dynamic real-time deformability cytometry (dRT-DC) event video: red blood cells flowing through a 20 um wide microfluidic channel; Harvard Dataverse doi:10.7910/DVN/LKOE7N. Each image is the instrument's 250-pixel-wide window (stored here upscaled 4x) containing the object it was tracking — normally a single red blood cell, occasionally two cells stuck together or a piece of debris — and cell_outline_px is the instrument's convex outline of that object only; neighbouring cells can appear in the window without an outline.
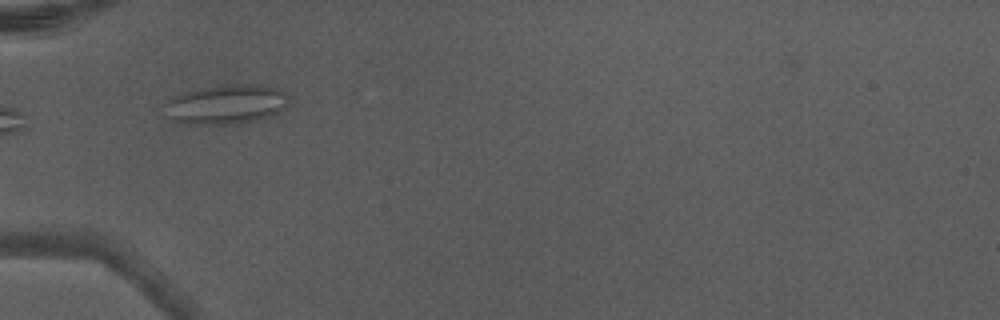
{"species": "Egyptian fruit bat (a non-hibernating species)", "species_latin": "Rousettus aegyptiacus", "temperature_condition": "warm", "stored_images_in_passage": 4, "camera_frame_rate_fps": 3000, "um_per_image_px": 0.085, "animal": {"sex": "male"}, "frame": {"image": 1, "passage_image": 3, "time_ms": 0.667, "image_size_px": [1000, 320], "cell_outline_px": [[288, 104], [280, 112], [264, 120], [232, 124], [188, 124], [172, 120], [164, 104], [168, 100], [176, 96], [188, 92], [228, 84], [264, 84], [276, 88], [284, 92], [288, 96]], "centroid_in_image_um": [19.33, 8.89], "position_along_channel_um": 65.7, "area_um2": 28.44}}
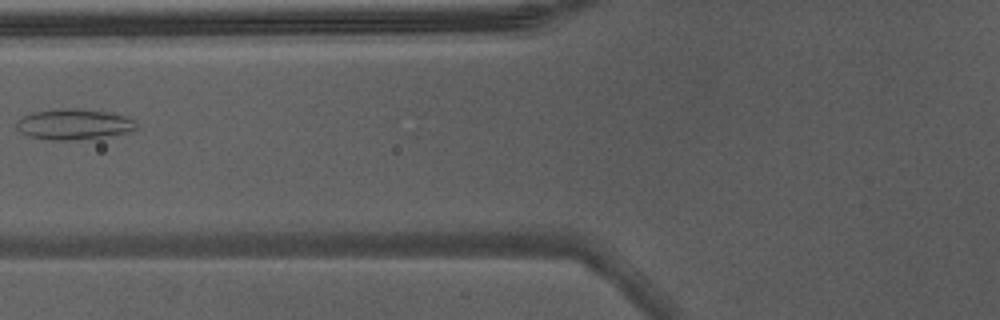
{"frame": {"image": 2, "passage_image": 4, "time_ms": 1.0, "image_size_px": [1000, 320], "cell_outline_px": [[140, 128], [128, 132], [100, 136], [68, 140], [52, 140], [28, 136], [20, 132], [16, 128], [16, 120], [32, 112], [64, 108], [76, 108], [108, 112], [124, 116], [136, 120]], "centroid_in_image_um": [6.27, 10.55], "position_along_channel_um": 119.5, "area_um2": 21.27}}